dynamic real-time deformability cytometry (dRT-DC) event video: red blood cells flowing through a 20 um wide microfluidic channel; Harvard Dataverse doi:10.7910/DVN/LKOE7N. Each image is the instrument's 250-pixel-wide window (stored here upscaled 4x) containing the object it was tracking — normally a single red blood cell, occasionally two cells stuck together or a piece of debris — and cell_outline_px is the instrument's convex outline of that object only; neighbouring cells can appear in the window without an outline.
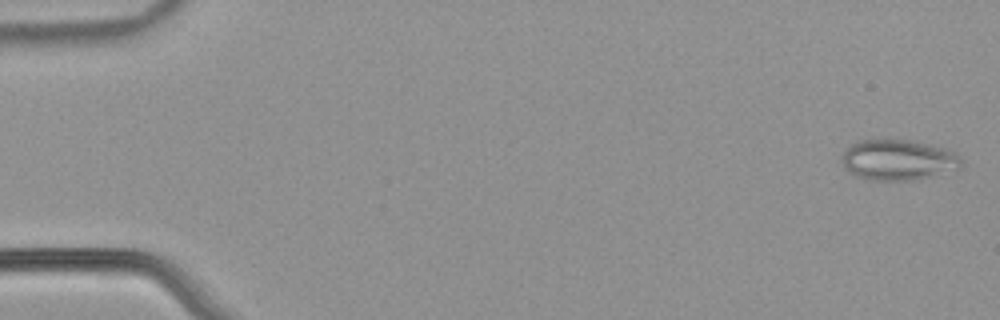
{"species": "common noctule bat (a hibernating species)", "species_latin": "Nyctalus noctula", "temperature_condition": "warm", "stored_images_in_passage": 55, "camera_frame_rate_fps": 3000, "um_per_image_px": 0.085, "animal": {"sex": "male", "body_mass_g": 21.5, "forearm_length_mm": 52.0}, "frame": {"image": 1, "passage_image": 2, "time_ms": 0.333, "image_size_px": [1000, 320], "cell_outline_px": [[964, 164], [960, 168], [916, 180], [864, 180], [856, 176], [844, 168], [844, 152], [848, 144], [856, 140], [872, 136], [884, 136], [916, 140], [944, 148], [952, 152], [964, 160]], "centroid_in_image_um": [76.3, 13.52], "position_along_channel_um": 8.7, "area_um2": 29.48}}
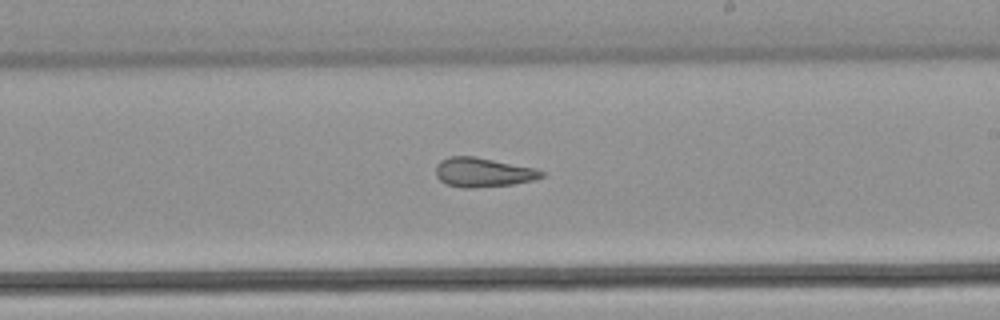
{"frame": {"image": 2, "passage_image": 33, "time_ms": 10.667, "image_size_px": [1000, 320], "cell_outline_px": [[544, 176], [536, 180], [512, 184], [472, 188], [464, 188], [448, 184], [440, 180], [436, 176], [436, 164], [440, 160], [448, 156], [476, 156], [536, 168], [544, 172]], "centroid_in_image_um": [41.07, 14.63], "position_along_channel_um": 247.9, "area_um2": 18.21}}
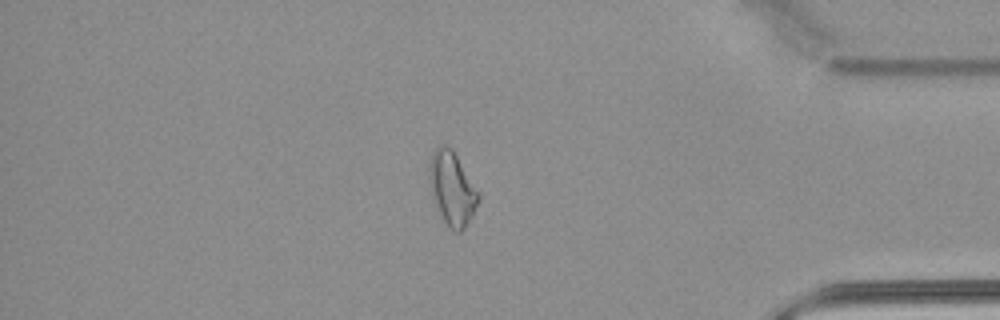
{"frame": {"image": 3, "passage_image": 47, "time_ms": 15.333, "image_size_px": [1000, 320], "cell_outline_px": [[480, 200], [472, 216], [464, 228], [460, 232], [456, 232], [448, 228], [432, 196], [428, 168], [428, 164], [432, 152], [440, 144], [448, 144], [452, 148], [480, 192]], "centroid_in_image_um": [38.44, 15.98], "position_along_channel_um": 396.8, "area_um2": 21.21}, "authors_computed_cell_mechanics": {"area_um2": 21.6172, "velocity_mm_per_s": 3.8239, "shape_relaxation_time_tau1_ms": null, "shape_relaxation_time_tau2_ms": 2.4546, "deformation_change_tau1": null, "deformation_change_tau2": 0.1058}}